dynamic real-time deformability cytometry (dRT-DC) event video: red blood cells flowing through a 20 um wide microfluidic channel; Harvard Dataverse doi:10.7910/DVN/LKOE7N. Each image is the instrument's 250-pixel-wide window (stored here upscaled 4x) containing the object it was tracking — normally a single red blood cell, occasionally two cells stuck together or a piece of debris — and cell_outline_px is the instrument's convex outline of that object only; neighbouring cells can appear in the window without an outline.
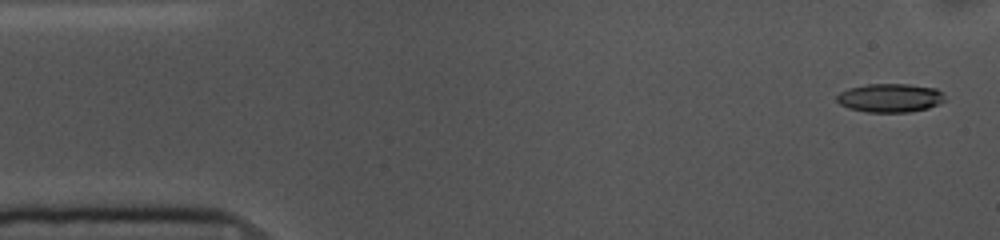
{"species": "common noctule bat (a hibernating species)", "species_latin": "Nyctalus noctula", "temperature_condition": "cold", "stored_images_in_passage": 54, "camera_frame_rate_fps": 3000, "um_per_image_px": 0.085, "animal": {"sex": "female", "body_mass_g": 10.0, "forearm_length_mm": 53.1}, "frame": {"image": 1, "passage_image": 2, "time_ms": 0.333, "image_size_px": [1000, 240], "cell_outline_px": [[944, 100], [928, 108], [908, 112], [864, 112], [848, 108], [840, 104], [836, 100], [836, 96], [840, 92], [848, 88], [868, 84], [908, 84], [936, 88], [944, 92]], "centroid_in_image_um": [75.63, 8.32], "position_along_channel_um": 9.4, "area_um2": 18.09}}
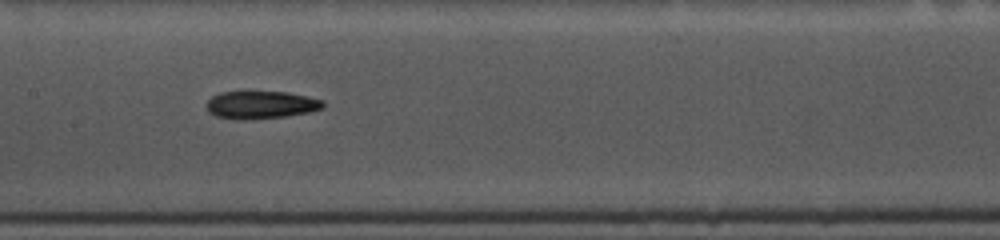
{"frame": {"image": 2, "passage_image": 25, "time_ms": 8.0, "image_size_px": [1000, 240], "cell_outline_px": [[324, 108], [308, 112], [284, 116], [240, 120], [236, 120], [216, 116], [208, 112], [204, 104], [212, 96], [220, 92], [248, 88], [288, 92], [324, 100]], "centroid_in_image_um": [22.1, 8.85], "position_along_channel_um": 185.3, "area_um2": 19.83}}
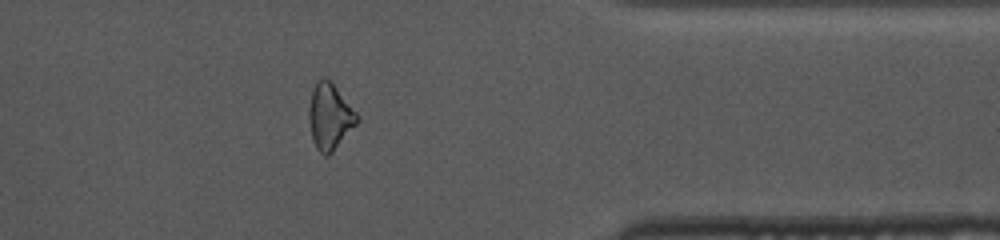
{"frame": {"image": 3, "passage_image": 43, "time_ms": 14.0, "image_size_px": [1000, 240], "cell_outline_px": [[360, 120], [332, 152], [328, 156], [324, 156], [316, 148], [312, 140], [308, 120], [308, 112], [312, 88], [324, 76], [336, 88], [360, 116]], "centroid_in_image_um": [28.02, 9.94], "position_along_channel_um": 383.4, "area_um2": 18.38}, "authors_computed_cell_mechanics": {"area_um2": 18.7561, "velocity_mm_per_s": 3.6193, "shape_relaxation_time_tau1_ms": 4.7415, "shape_relaxation_time_tau2_ms": null, "deformation_change_tau1": 0.1303, "deformation_change_tau2": null}}